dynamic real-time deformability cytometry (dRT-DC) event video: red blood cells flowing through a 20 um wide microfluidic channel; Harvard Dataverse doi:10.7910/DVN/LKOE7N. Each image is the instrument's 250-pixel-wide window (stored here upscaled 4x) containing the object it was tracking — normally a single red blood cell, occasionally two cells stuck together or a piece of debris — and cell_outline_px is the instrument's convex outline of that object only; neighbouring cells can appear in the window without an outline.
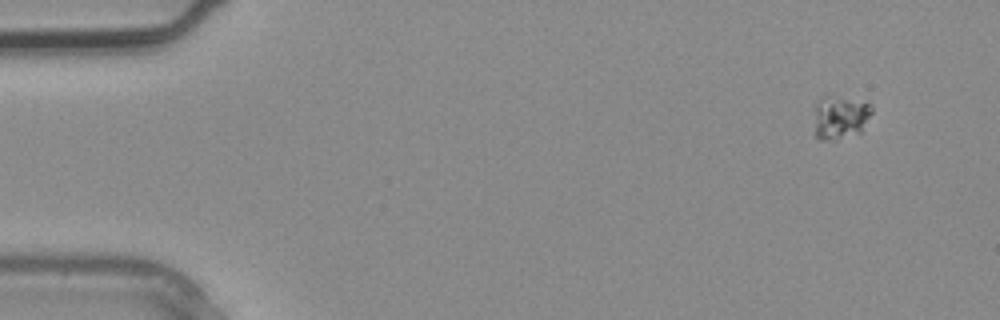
{"species": "common noctule bat (a hibernating species)", "species_latin": "Nyctalus noctula", "temperature_condition": "warm", "stored_images_in_passage": 4, "camera_frame_rate_fps": 3000, "um_per_image_px": 0.085, "animal": {"sex": "male", "body_mass_g": 20.4}, "frame": {"image": 1, "passage_image": 1, "time_ms": 0.0, "image_size_px": [1000, 320], "cell_outline_px": [[872, 112], [860, 132], [836, 140], [820, 140], [816, 136], [816, 104], [824, 96], [828, 96], [872, 104]], "centroid_in_image_um": [71.43, 10.0], "position_along_channel_um": 13.6, "area_um2": 13.99}}